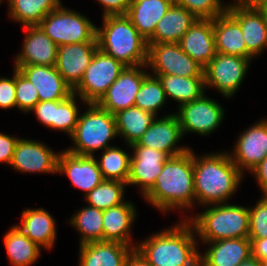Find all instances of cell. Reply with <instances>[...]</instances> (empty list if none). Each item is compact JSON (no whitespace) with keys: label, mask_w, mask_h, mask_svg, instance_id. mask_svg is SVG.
I'll use <instances>...</instances> for the list:
<instances>
[{"label":"cell","mask_w":267,"mask_h":266,"mask_svg":"<svg viewBox=\"0 0 267 266\" xmlns=\"http://www.w3.org/2000/svg\"><path fill=\"white\" fill-rule=\"evenodd\" d=\"M193 150L169 157L153 187L143 196L147 203L166 214L173 209L191 211L195 205Z\"/></svg>","instance_id":"6da1fadb"},{"label":"cell","mask_w":267,"mask_h":266,"mask_svg":"<svg viewBox=\"0 0 267 266\" xmlns=\"http://www.w3.org/2000/svg\"><path fill=\"white\" fill-rule=\"evenodd\" d=\"M196 205L229 203L241 185L243 174L229 152H211L197 156L193 151ZM229 200V201H228Z\"/></svg>","instance_id":"7a4b0ae2"},{"label":"cell","mask_w":267,"mask_h":266,"mask_svg":"<svg viewBox=\"0 0 267 266\" xmlns=\"http://www.w3.org/2000/svg\"><path fill=\"white\" fill-rule=\"evenodd\" d=\"M195 230L187 219L137 242L135 250L153 266H198Z\"/></svg>","instance_id":"3957f363"},{"label":"cell","mask_w":267,"mask_h":266,"mask_svg":"<svg viewBox=\"0 0 267 266\" xmlns=\"http://www.w3.org/2000/svg\"><path fill=\"white\" fill-rule=\"evenodd\" d=\"M102 18V27H96L98 48L125 67L147 65V40L130 19L126 15H109Z\"/></svg>","instance_id":"277c9868"},{"label":"cell","mask_w":267,"mask_h":266,"mask_svg":"<svg viewBox=\"0 0 267 266\" xmlns=\"http://www.w3.org/2000/svg\"><path fill=\"white\" fill-rule=\"evenodd\" d=\"M197 215L185 216L193 226L196 237L203 243L222 239L243 238L249 234V209L233 203L203 206ZM208 207V208H207Z\"/></svg>","instance_id":"5b68a950"},{"label":"cell","mask_w":267,"mask_h":266,"mask_svg":"<svg viewBox=\"0 0 267 266\" xmlns=\"http://www.w3.org/2000/svg\"><path fill=\"white\" fill-rule=\"evenodd\" d=\"M86 105L85 112L79 114L75 131L69 137L73 145L66 150L80 156H96V151L110 147V141L118 136L116 118L96 103Z\"/></svg>","instance_id":"8992f818"},{"label":"cell","mask_w":267,"mask_h":266,"mask_svg":"<svg viewBox=\"0 0 267 266\" xmlns=\"http://www.w3.org/2000/svg\"><path fill=\"white\" fill-rule=\"evenodd\" d=\"M40 28L58 46L97 42L96 25L84 14L60 4L39 23Z\"/></svg>","instance_id":"52a82bcc"},{"label":"cell","mask_w":267,"mask_h":266,"mask_svg":"<svg viewBox=\"0 0 267 266\" xmlns=\"http://www.w3.org/2000/svg\"><path fill=\"white\" fill-rule=\"evenodd\" d=\"M125 66L99 48L73 93L83 104L97 103L116 81Z\"/></svg>","instance_id":"ba28073f"},{"label":"cell","mask_w":267,"mask_h":266,"mask_svg":"<svg viewBox=\"0 0 267 266\" xmlns=\"http://www.w3.org/2000/svg\"><path fill=\"white\" fill-rule=\"evenodd\" d=\"M252 59L216 53L204 67L205 88H214L224 98H232L239 90Z\"/></svg>","instance_id":"9c48e42d"},{"label":"cell","mask_w":267,"mask_h":266,"mask_svg":"<svg viewBox=\"0 0 267 266\" xmlns=\"http://www.w3.org/2000/svg\"><path fill=\"white\" fill-rule=\"evenodd\" d=\"M147 44V67L153 72L149 74L204 77V67L187 55L179 43Z\"/></svg>","instance_id":"30bf717a"},{"label":"cell","mask_w":267,"mask_h":266,"mask_svg":"<svg viewBox=\"0 0 267 266\" xmlns=\"http://www.w3.org/2000/svg\"><path fill=\"white\" fill-rule=\"evenodd\" d=\"M224 107L206 94L178 107L175 114L179 119L183 137L187 133L208 136L220 127L224 119Z\"/></svg>","instance_id":"8fae6325"},{"label":"cell","mask_w":267,"mask_h":266,"mask_svg":"<svg viewBox=\"0 0 267 266\" xmlns=\"http://www.w3.org/2000/svg\"><path fill=\"white\" fill-rule=\"evenodd\" d=\"M145 68L148 69L147 65L125 67L96 104L113 115L121 110L133 107L136 95L144 79L150 73Z\"/></svg>","instance_id":"7c38bea8"},{"label":"cell","mask_w":267,"mask_h":266,"mask_svg":"<svg viewBox=\"0 0 267 266\" xmlns=\"http://www.w3.org/2000/svg\"><path fill=\"white\" fill-rule=\"evenodd\" d=\"M42 141L19 138L16 143L10 167L20 173H51L58 174L59 152Z\"/></svg>","instance_id":"4fadbf2b"},{"label":"cell","mask_w":267,"mask_h":266,"mask_svg":"<svg viewBox=\"0 0 267 266\" xmlns=\"http://www.w3.org/2000/svg\"><path fill=\"white\" fill-rule=\"evenodd\" d=\"M238 137L229 156L245 175V171H251L267 156V119L256 121Z\"/></svg>","instance_id":"5bb4252c"},{"label":"cell","mask_w":267,"mask_h":266,"mask_svg":"<svg viewBox=\"0 0 267 266\" xmlns=\"http://www.w3.org/2000/svg\"><path fill=\"white\" fill-rule=\"evenodd\" d=\"M227 12L240 24L246 49L254 56L267 49V28L260 11L248 0H233Z\"/></svg>","instance_id":"9a60e30c"},{"label":"cell","mask_w":267,"mask_h":266,"mask_svg":"<svg viewBox=\"0 0 267 266\" xmlns=\"http://www.w3.org/2000/svg\"><path fill=\"white\" fill-rule=\"evenodd\" d=\"M183 138L179 119L175 112L164 115L161 118L156 117L150 127L144 132L137 141L139 146L149 147L166 153L169 157H174L186 153L189 148L178 146Z\"/></svg>","instance_id":"2e32d148"},{"label":"cell","mask_w":267,"mask_h":266,"mask_svg":"<svg viewBox=\"0 0 267 266\" xmlns=\"http://www.w3.org/2000/svg\"><path fill=\"white\" fill-rule=\"evenodd\" d=\"M129 147L133 153L130 158L127 186H138L141 195L144 196L153 187L169 156L162 151L139 146L137 143H133Z\"/></svg>","instance_id":"e0dca14e"},{"label":"cell","mask_w":267,"mask_h":266,"mask_svg":"<svg viewBox=\"0 0 267 266\" xmlns=\"http://www.w3.org/2000/svg\"><path fill=\"white\" fill-rule=\"evenodd\" d=\"M57 173L68 176L84 196L104 180L95 156H80L67 150L59 153Z\"/></svg>","instance_id":"ac0fdd59"},{"label":"cell","mask_w":267,"mask_h":266,"mask_svg":"<svg viewBox=\"0 0 267 266\" xmlns=\"http://www.w3.org/2000/svg\"><path fill=\"white\" fill-rule=\"evenodd\" d=\"M24 32V42L20 53L15 56L14 68L30 65L55 66L59 46L39 25L25 26Z\"/></svg>","instance_id":"d6986e66"},{"label":"cell","mask_w":267,"mask_h":266,"mask_svg":"<svg viewBox=\"0 0 267 266\" xmlns=\"http://www.w3.org/2000/svg\"><path fill=\"white\" fill-rule=\"evenodd\" d=\"M97 49V42L72 43L58 47L55 67L72 89L80 82Z\"/></svg>","instance_id":"ffe728a7"},{"label":"cell","mask_w":267,"mask_h":266,"mask_svg":"<svg viewBox=\"0 0 267 266\" xmlns=\"http://www.w3.org/2000/svg\"><path fill=\"white\" fill-rule=\"evenodd\" d=\"M17 69L35 86L40 101L64 100L73 94L72 87L55 66L30 65Z\"/></svg>","instance_id":"44dd1931"},{"label":"cell","mask_w":267,"mask_h":266,"mask_svg":"<svg viewBox=\"0 0 267 266\" xmlns=\"http://www.w3.org/2000/svg\"><path fill=\"white\" fill-rule=\"evenodd\" d=\"M181 49L205 67L216 55L213 20L196 19L179 41Z\"/></svg>","instance_id":"7402d4cb"},{"label":"cell","mask_w":267,"mask_h":266,"mask_svg":"<svg viewBox=\"0 0 267 266\" xmlns=\"http://www.w3.org/2000/svg\"><path fill=\"white\" fill-rule=\"evenodd\" d=\"M208 244L206 251L199 255L205 266H238L252 255L248 237L222 239Z\"/></svg>","instance_id":"603a6c76"},{"label":"cell","mask_w":267,"mask_h":266,"mask_svg":"<svg viewBox=\"0 0 267 266\" xmlns=\"http://www.w3.org/2000/svg\"><path fill=\"white\" fill-rule=\"evenodd\" d=\"M16 226L40 248L53 249L57 238L56 221L44 208H25ZM21 224V225H20Z\"/></svg>","instance_id":"cb8c5ba5"},{"label":"cell","mask_w":267,"mask_h":266,"mask_svg":"<svg viewBox=\"0 0 267 266\" xmlns=\"http://www.w3.org/2000/svg\"><path fill=\"white\" fill-rule=\"evenodd\" d=\"M134 248L116 241L79 245L78 266H124Z\"/></svg>","instance_id":"d4e9b609"},{"label":"cell","mask_w":267,"mask_h":266,"mask_svg":"<svg viewBox=\"0 0 267 266\" xmlns=\"http://www.w3.org/2000/svg\"><path fill=\"white\" fill-rule=\"evenodd\" d=\"M136 218L137 212L132 201L103 210V241H116L135 249L136 243L130 238L131 227Z\"/></svg>","instance_id":"484cf974"},{"label":"cell","mask_w":267,"mask_h":266,"mask_svg":"<svg viewBox=\"0 0 267 266\" xmlns=\"http://www.w3.org/2000/svg\"><path fill=\"white\" fill-rule=\"evenodd\" d=\"M216 52L255 58L247 49L240 24L226 11L213 19Z\"/></svg>","instance_id":"4316f807"},{"label":"cell","mask_w":267,"mask_h":266,"mask_svg":"<svg viewBox=\"0 0 267 266\" xmlns=\"http://www.w3.org/2000/svg\"><path fill=\"white\" fill-rule=\"evenodd\" d=\"M196 19L186 8L173 3L157 23L147 43H179Z\"/></svg>","instance_id":"83f0119b"},{"label":"cell","mask_w":267,"mask_h":266,"mask_svg":"<svg viewBox=\"0 0 267 266\" xmlns=\"http://www.w3.org/2000/svg\"><path fill=\"white\" fill-rule=\"evenodd\" d=\"M173 3L174 0H141L130 2L126 16L138 32L148 40L154 34L157 23Z\"/></svg>","instance_id":"f1b7e54d"},{"label":"cell","mask_w":267,"mask_h":266,"mask_svg":"<svg viewBox=\"0 0 267 266\" xmlns=\"http://www.w3.org/2000/svg\"><path fill=\"white\" fill-rule=\"evenodd\" d=\"M7 257L12 266H31L40 258L41 248L16 225L3 236Z\"/></svg>","instance_id":"f546056e"},{"label":"cell","mask_w":267,"mask_h":266,"mask_svg":"<svg viewBox=\"0 0 267 266\" xmlns=\"http://www.w3.org/2000/svg\"><path fill=\"white\" fill-rule=\"evenodd\" d=\"M162 83L167 99L178 102L180 107L200 98L206 92L204 77H182L176 75H153Z\"/></svg>","instance_id":"4dcf8cb0"},{"label":"cell","mask_w":267,"mask_h":266,"mask_svg":"<svg viewBox=\"0 0 267 266\" xmlns=\"http://www.w3.org/2000/svg\"><path fill=\"white\" fill-rule=\"evenodd\" d=\"M118 136L125 140L129 147L142 137L156 118L150 112L138 107H130L115 114Z\"/></svg>","instance_id":"1f68e13d"},{"label":"cell","mask_w":267,"mask_h":266,"mask_svg":"<svg viewBox=\"0 0 267 266\" xmlns=\"http://www.w3.org/2000/svg\"><path fill=\"white\" fill-rule=\"evenodd\" d=\"M62 0H7L8 16L25 26L39 25L41 20L55 10Z\"/></svg>","instance_id":"d6a6232c"},{"label":"cell","mask_w":267,"mask_h":266,"mask_svg":"<svg viewBox=\"0 0 267 266\" xmlns=\"http://www.w3.org/2000/svg\"><path fill=\"white\" fill-rule=\"evenodd\" d=\"M102 218L103 210L87 205L68 219L70 225L80 233V245L103 241Z\"/></svg>","instance_id":"836d02e7"},{"label":"cell","mask_w":267,"mask_h":266,"mask_svg":"<svg viewBox=\"0 0 267 266\" xmlns=\"http://www.w3.org/2000/svg\"><path fill=\"white\" fill-rule=\"evenodd\" d=\"M130 158L125 150L112 145L102 151L96 160L103 179L119 180L127 183L130 174Z\"/></svg>","instance_id":"e575fe53"},{"label":"cell","mask_w":267,"mask_h":266,"mask_svg":"<svg viewBox=\"0 0 267 266\" xmlns=\"http://www.w3.org/2000/svg\"><path fill=\"white\" fill-rule=\"evenodd\" d=\"M127 183L119 180L104 179L84 199L87 205L100 210H106L125 202V187Z\"/></svg>","instance_id":"d590c367"},{"label":"cell","mask_w":267,"mask_h":266,"mask_svg":"<svg viewBox=\"0 0 267 266\" xmlns=\"http://www.w3.org/2000/svg\"><path fill=\"white\" fill-rule=\"evenodd\" d=\"M167 101L161 81L158 77L149 74L136 95L134 106L158 117V112Z\"/></svg>","instance_id":"8d00e7d4"},{"label":"cell","mask_w":267,"mask_h":266,"mask_svg":"<svg viewBox=\"0 0 267 266\" xmlns=\"http://www.w3.org/2000/svg\"><path fill=\"white\" fill-rule=\"evenodd\" d=\"M80 97L76 94L70 95L64 100H55V115L52 121V129L62 131L70 137L75 131L78 117L80 114L77 106V99Z\"/></svg>","instance_id":"74e56055"},{"label":"cell","mask_w":267,"mask_h":266,"mask_svg":"<svg viewBox=\"0 0 267 266\" xmlns=\"http://www.w3.org/2000/svg\"><path fill=\"white\" fill-rule=\"evenodd\" d=\"M174 3L186 8L197 19L213 20L228 8V3L226 5L222 0H174Z\"/></svg>","instance_id":"f35d334b"},{"label":"cell","mask_w":267,"mask_h":266,"mask_svg":"<svg viewBox=\"0 0 267 266\" xmlns=\"http://www.w3.org/2000/svg\"><path fill=\"white\" fill-rule=\"evenodd\" d=\"M15 97L17 108L25 114L30 113L40 101L35 86L18 69H16Z\"/></svg>","instance_id":"ab89813d"},{"label":"cell","mask_w":267,"mask_h":266,"mask_svg":"<svg viewBox=\"0 0 267 266\" xmlns=\"http://www.w3.org/2000/svg\"><path fill=\"white\" fill-rule=\"evenodd\" d=\"M261 199L249 209V239L267 238V195L260 196Z\"/></svg>","instance_id":"60d3db41"},{"label":"cell","mask_w":267,"mask_h":266,"mask_svg":"<svg viewBox=\"0 0 267 266\" xmlns=\"http://www.w3.org/2000/svg\"><path fill=\"white\" fill-rule=\"evenodd\" d=\"M11 78L0 77V108L7 110L17 108L15 90H16V68H13Z\"/></svg>","instance_id":"b9f144b4"},{"label":"cell","mask_w":267,"mask_h":266,"mask_svg":"<svg viewBox=\"0 0 267 266\" xmlns=\"http://www.w3.org/2000/svg\"><path fill=\"white\" fill-rule=\"evenodd\" d=\"M34 112L36 119L46 126L52 129V121H54L55 115V100L54 101H39L34 108L30 111Z\"/></svg>","instance_id":"7bdbcfd3"},{"label":"cell","mask_w":267,"mask_h":266,"mask_svg":"<svg viewBox=\"0 0 267 266\" xmlns=\"http://www.w3.org/2000/svg\"><path fill=\"white\" fill-rule=\"evenodd\" d=\"M19 138L0 132V163L10 166L15 146Z\"/></svg>","instance_id":"ee69618b"},{"label":"cell","mask_w":267,"mask_h":266,"mask_svg":"<svg viewBox=\"0 0 267 266\" xmlns=\"http://www.w3.org/2000/svg\"><path fill=\"white\" fill-rule=\"evenodd\" d=\"M103 6L102 17L109 15H126L130 5L129 0H97Z\"/></svg>","instance_id":"f6af8a7d"},{"label":"cell","mask_w":267,"mask_h":266,"mask_svg":"<svg viewBox=\"0 0 267 266\" xmlns=\"http://www.w3.org/2000/svg\"><path fill=\"white\" fill-rule=\"evenodd\" d=\"M263 195H267V156L251 171Z\"/></svg>","instance_id":"bcb514c9"},{"label":"cell","mask_w":267,"mask_h":266,"mask_svg":"<svg viewBox=\"0 0 267 266\" xmlns=\"http://www.w3.org/2000/svg\"><path fill=\"white\" fill-rule=\"evenodd\" d=\"M251 241L252 256L260 261L267 259V238L249 239Z\"/></svg>","instance_id":"7dc6e473"},{"label":"cell","mask_w":267,"mask_h":266,"mask_svg":"<svg viewBox=\"0 0 267 266\" xmlns=\"http://www.w3.org/2000/svg\"><path fill=\"white\" fill-rule=\"evenodd\" d=\"M124 266H153L142 255H140L135 249L129 254Z\"/></svg>","instance_id":"c3c4849f"},{"label":"cell","mask_w":267,"mask_h":266,"mask_svg":"<svg viewBox=\"0 0 267 266\" xmlns=\"http://www.w3.org/2000/svg\"><path fill=\"white\" fill-rule=\"evenodd\" d=\"M250 1L262 14L265 26L267 28V0H248Z\"/></svg>","instance_id":"681fc988"},{"label":"cell","mask_w":267,"mask_h":266,"mask_svg":"<svg viewBox=\"0 0 267 266\" xmlns=\"http://www.w3.org/2000/svg\"><path fill=\"white\" fill-rule=\"evenodd\" d=\"M238 266H261V261L251 255L248 259L241 262Z\"/></svg>","instance_id":"f907efd6"},{"label":"cell","mask_w":267,"mask_h":266,"mask_svg":"<svg viewBox=\"0 0 267 266\" xmlns=\"http://www.w3.org/2000/svg\"><path fill=\"white\" fill-rule=\"evenodd\" d=\"M261 266H267V259H266V260H263V261H261Z\"/></svg>","instance_id":"816d5d0a"},{"label":"cell","mask_w":267,"mask_h":266,"mask_svg":"<svg viewBox=\"0 0 267 266\" xmlns=\"http://www.w3.org/2000/svg\"><path fill=\"white\" fill-rule=\"evenodd\" d=\"M198 266H205V265L199 260Z\"/></svg>","instance_id":"f5cc1de1"},{"label":"cell","mask_w":267,"mask_h":266,"mask_svg":"<svg viewBox=\"0 0 267 266\" xmlns=\"http://www.w3.org/2000/svg\"><path fill=\"white\" fill-rule=\"evenodd\" d=\"M130 2H138V1H141V0H129Z\"/></svg>","instance_id":"db71d44e"}]
</instances>
